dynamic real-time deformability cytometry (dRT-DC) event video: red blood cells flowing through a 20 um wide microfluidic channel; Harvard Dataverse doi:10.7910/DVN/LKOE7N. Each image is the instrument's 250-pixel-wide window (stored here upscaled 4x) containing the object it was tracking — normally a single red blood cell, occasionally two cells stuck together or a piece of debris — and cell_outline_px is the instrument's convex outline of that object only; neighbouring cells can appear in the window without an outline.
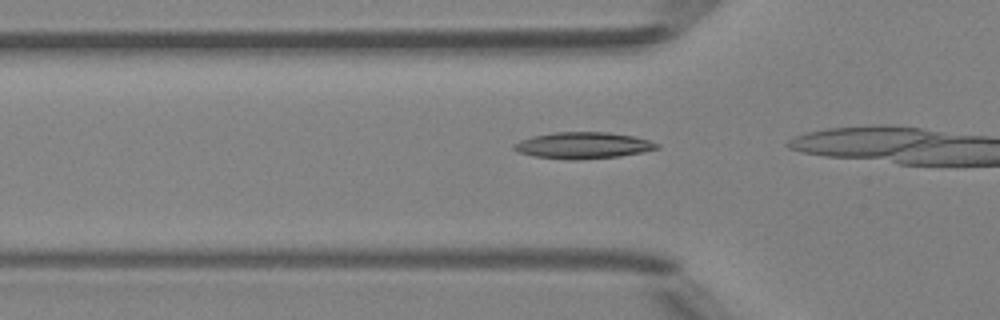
{"species": "Egyptian fruit bat (a non-hibernating species)", "species_latin": "Rousettus aegyptiacus", "temperature_condition": "room temperature", "stored_images_in_passage": 15, "camera_frame_rate_fps": 3000, "um_per_image_px": 0.085, "animal": {"sex": "female"}, "frame": {"image": 1, "passage_image": 13, "time_ms": 4.0, "image_size_px": [1000, 320], "cell_outline_px": [[660, 148], [620, 156], [576, 160], [568, 160], [536, 156], [516, 152], [512, 148], [512, 144], [520, 140], [532, 136], [552, 132], [608, 132], [632, 136], [648, 140], [660, 144]], "centroid_in_image_um": [49.51, 12.36], "position_along_channel_um": 76.3, "area_um2": 22.08}}